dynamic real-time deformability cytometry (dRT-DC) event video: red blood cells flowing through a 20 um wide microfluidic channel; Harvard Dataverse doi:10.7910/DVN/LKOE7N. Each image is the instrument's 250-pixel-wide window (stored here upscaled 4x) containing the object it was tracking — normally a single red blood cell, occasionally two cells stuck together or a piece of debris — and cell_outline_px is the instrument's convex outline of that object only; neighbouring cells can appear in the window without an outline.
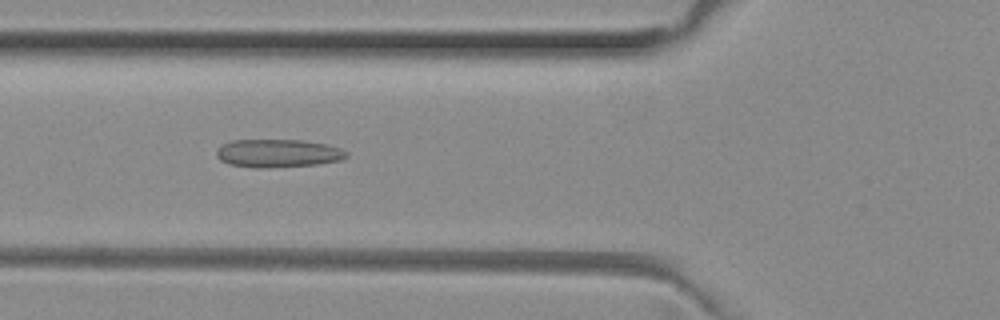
{"species": "common noctule bat (a hibernating species)", "species_latin": "Nyctalus noctula", "temperature_condition": "room temperature", "stored_images_in_passage": 40, "camera_frame_rate_fps": 3000, "um_per_image_px": 0.085, "animal": {"sex": "female", "body_mass_g": 29.2, "forearm_length_mm": 56.3}, "frame": {"image": 1, "passage_image": 7, "time_ms": 2.0, "image_size_px": [1000, 320], "cell_outline_px": [[348, 156], [340, 160], [316, 164], [264, 168], [256, 168], [228, 164], [220, 160], [216, 156], [216, 148], [232, 140], [304, 140], [324, 144], [340, 148], [348, 152]], "centroid_in_image_um": [23.59, 13.03], "position_along_channel_um": 102.2, "area_um2": 21.27}}
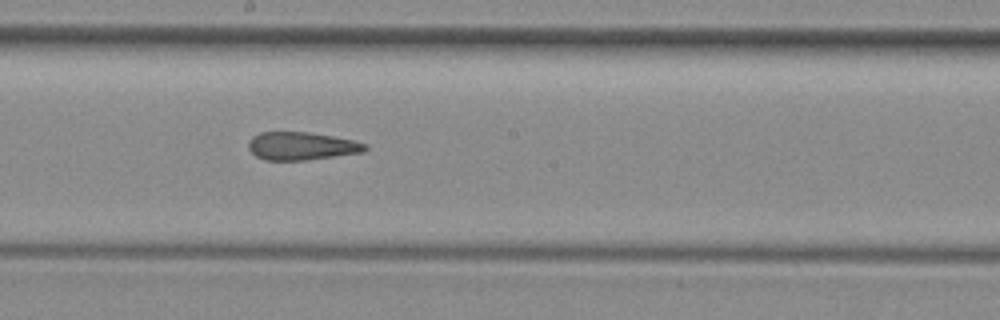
{"frame": {"image": 2, "passage_image": 16, "time_ms": 5.0, "image_size_px": [1000, 320], "cell_outline_px": [[368, 148], [364, 152], [304, 160], [264, 160], [256, 156], [248, 148], [248, 144], [252, 136], [260, 132], [308, 132], [332, 136], [352, 140], [368, 144]], "centroid_in_image_um": [25.62, 12.41], "position_along_channel_um": 222.6, "area_um2": 18.96}}
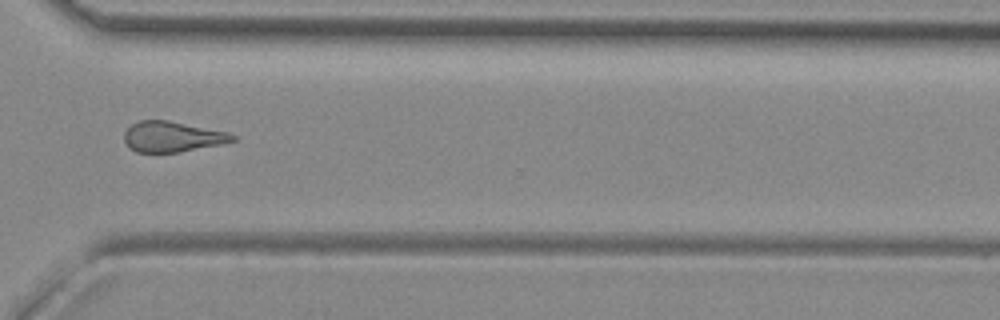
{"frame": {"image": 3, "passage_image": 26, "time_ms": 8.333, "image_size_px": [1000, 320], "cell_outline_px": [[236, 140], [220, 144], [180, 152], [136, 152], [128, 148], [124, 140], [124, 132], [132, 124], [140, 120], [168, 120], [228, 132], [236, 136]], "centroid_in_image_um": [14.62, 11.62], "position_along_channel_um": 356.0, "area_um2": 19.25}, "authors_computed_cell_mechanics": {"area_um2": 19.7676, "velocity_mm_per_s": 4.0047, "shape_relaxation_time_tau1_ms": null, "shape_relaxation_time_tau2_ms": 2.3545, "deformation_change_tau1": null, "deformation_change_tau2": 0.127}}